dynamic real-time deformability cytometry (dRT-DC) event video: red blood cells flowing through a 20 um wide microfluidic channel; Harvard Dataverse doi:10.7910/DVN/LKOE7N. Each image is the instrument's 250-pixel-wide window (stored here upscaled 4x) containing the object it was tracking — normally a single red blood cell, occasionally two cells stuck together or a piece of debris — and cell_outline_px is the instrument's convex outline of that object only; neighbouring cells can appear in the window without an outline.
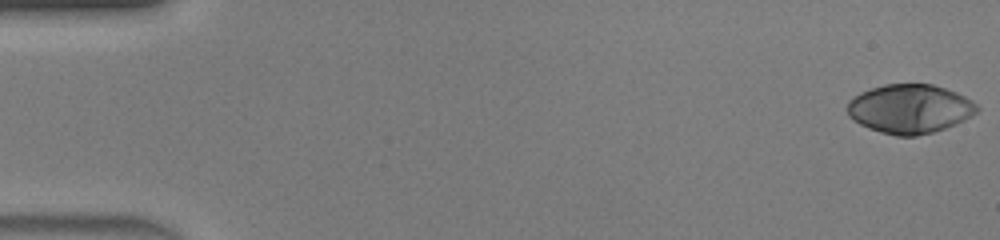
{"species": "human", "species_latin": "Homo sapiens", "temperature_condition": "warm", "stored_images_in_passage": 47, "camera_frame_rate_fps": 3000, "um_per_image_px": 0.085, "donor": {"sex": "male"}, "frame": {"image": 1, "passage_image": 1, "time_ms": 0.0, "image_size_px": [1000, 240], "cell_outline_px": [[980, 108], [976, 112], [964, 120], [956, 124], [932, 132], [916, 136], [896, 136], [880, 132], [868, 128], [860, 124], [848, 116], [848, 100], [860, 92], [884, 84], [932, 84], [956, 92], [972, 100]], "centroid_in_image_um": [77.32, 9.25], "position_along_channel_um": 7.7, "area_um2": 36.99}}
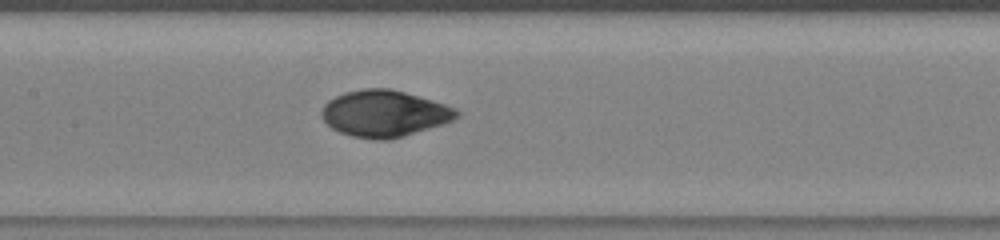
{"frame": {"image": 2, "passage_image": 23, "time_ms": 7.333, "image_size_px": [1000, 240], "cell_outline_px": [[460, 116], [452, 120], [428, 128], [388, 140], [376, 140], [352, 136], [340, 132], [332, 128], [320, 116], [320, 112], [324, 104], [328, 100], [344, 92], [364, 88], [392, 88], [432, 100], [456, 108], [460, 112]], "centroid_in_image_um": [32.64, 9.63], "position_along_channel_um": 174.8, "area_um2": 36.47}}
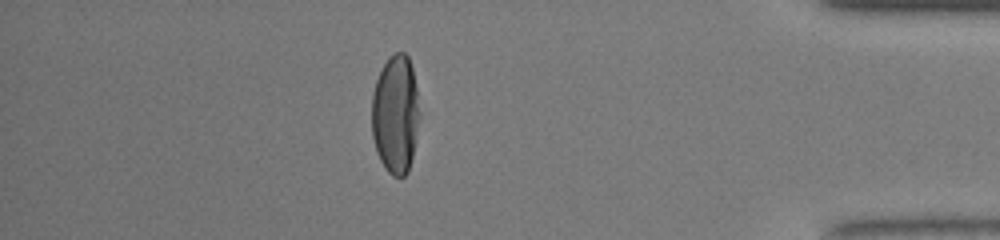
{"frame": {"image": 3, "passage_image": 41, "time_ms": 13.333, "image_size_px": [1000, 240], "cell_outline_px": [[420, 116], [412, 156], [408, 172], [404, 176], [392, 176], [388, 172], [380, 160], [376, 152], [372, 136], [372, 92], [376, 80], [384, 64], [396, 52], [404, 52], [408, 56], [412, 68], [416, 88], [420, 112]], "centroid_in_image_um": [33.61, 9.74], "position_along_channel_um": 401.6, "area_um2": 33.0}, "authors_computed_cell_mechanics": {"area_um2": 36.414, "velocity_mm_per_s": 4.4476, "shape_relaxation_time_tau1_ms": 3.9328, "shape_relaxation_time_tau2_ms": 0.7714, "deformation_change_tau1": 0.2328, "deformation_change_tau2": 0.032}}